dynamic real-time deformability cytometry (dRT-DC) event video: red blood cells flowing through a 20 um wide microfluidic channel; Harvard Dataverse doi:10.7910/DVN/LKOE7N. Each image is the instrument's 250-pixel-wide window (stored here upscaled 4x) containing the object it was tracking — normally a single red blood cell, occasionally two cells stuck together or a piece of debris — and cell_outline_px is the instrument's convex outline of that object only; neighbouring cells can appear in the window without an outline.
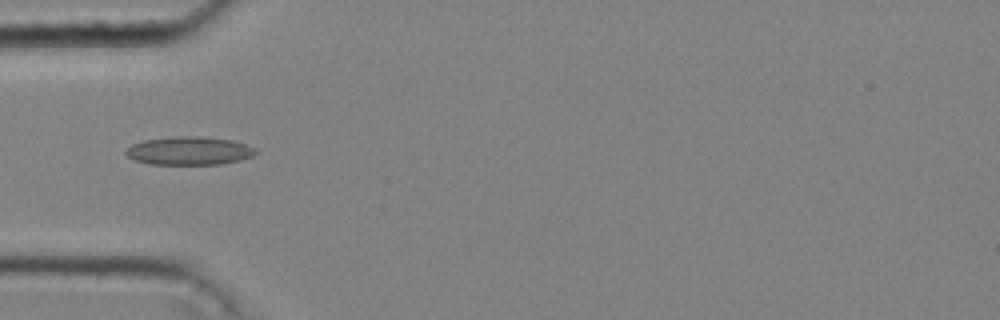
{"species": "common noctule bat (a hibernating species)", "species_latin": "Nyctalus noctula", "temperature_condition": "cold", "stored_images_in_passage": 43, "camera_frame_rate_fps": 3000, "um_per_image_px": 0.085, "animal": {"sex": "male", "body_mass_g": 20.4}, "frame": {"image": 1, "passage_image": 14, "time_ms": 4.333, "image_size_px": [1000, 320], "cell_outline_px": [[260, 152], [252, 156], [240, 160], [220, 164], [148, 164], [132, 160], [124, 152], [132, 144], [144, 140], [176, 136], [200, 136], [232, 140], [256, 148]], "centroid_in_image_um": [16.08, 12.82], "position_along_channel_um": 68.9, "area_um2": 21.5}}
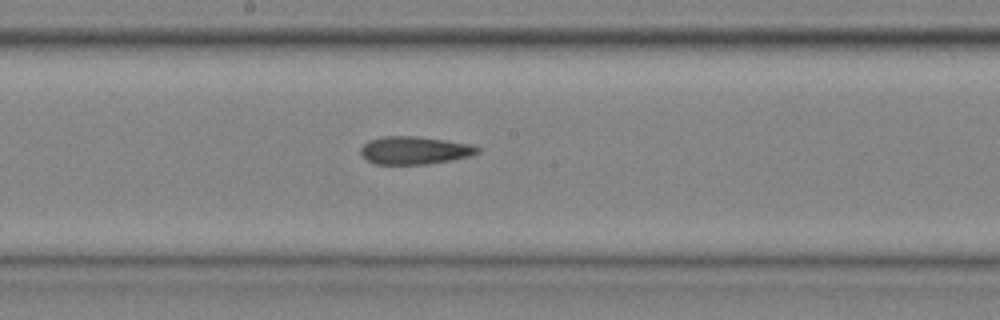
{"frame": {"image": 2, "passage_image": 24, "time_ms": 7.667, "image_size_px": [1000, 320], "cell_outline_px": [[480, 152], [472, 156], [452, 160], [428, 164], [376, 164], [368, 160], [360, 152], [360, 148], [368, 140], [384, 136], [416, 136], [444, 140], [468, 144], [480, 148]], "centroid_in_image_um": [35.24, 12.78], "position_along_channel_um": 213.0, "area_um2": 18.9}}
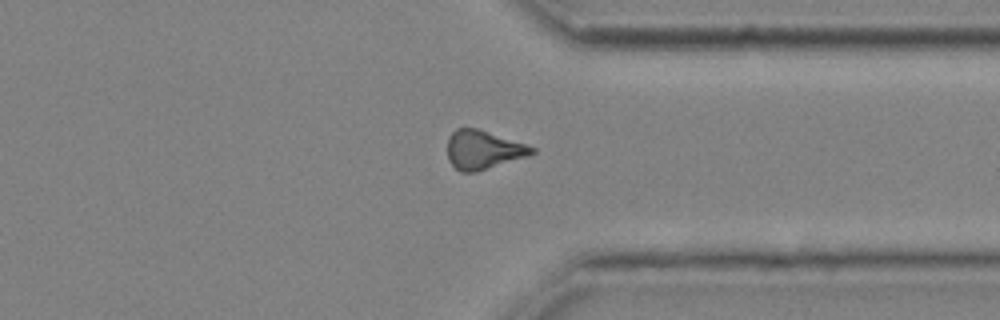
{"frame": {"image": 3, "passage_image": 35, "time_ms": 11.333, "image_size_px": [1000, 320], "cell_outline_px": [[536, 152], [528, 156], [476, 172], [460, 172], [448, 160], [448, 136], [456, 128], [476, 128], [536, 148]], "centroid_in_image_um": [41.05, 12.74], "position_along_channel_um": 370.4, "area_um2": 18.84}, "authors_computed_cell_mechanics": {"area_um2": 19.7098, "velocity_mm_per_s": 4.3262, "shape_relaxation_time_tau1_ms": null, "shape_relaxation_time_tau2_ms": 5.0224, "deformation_change_tau1": null, "deformation_change_tau2": 0.1416}}